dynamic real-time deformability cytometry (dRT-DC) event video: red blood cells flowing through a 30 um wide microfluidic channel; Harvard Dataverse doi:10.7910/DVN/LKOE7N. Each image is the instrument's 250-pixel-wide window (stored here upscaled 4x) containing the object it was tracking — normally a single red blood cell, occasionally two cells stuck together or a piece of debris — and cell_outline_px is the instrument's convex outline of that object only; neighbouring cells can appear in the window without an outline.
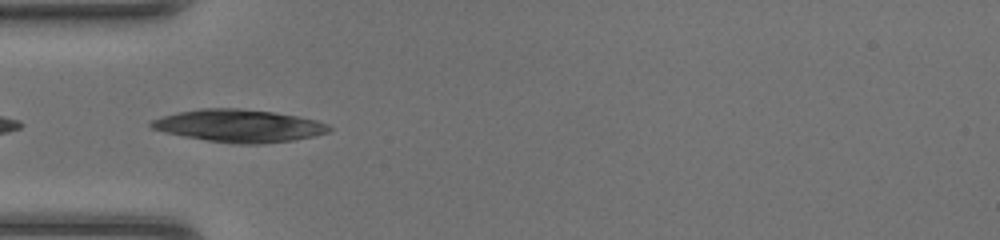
{"species": "common noctule bat (a hibernating species)", "species_latin": "Nyctalus noctula", "temperature_condition": "room temperature", "stored_images_in_passage": 45, "camera_frame_rate_fps": 3000, "um_per_image_px": 0.085, "animal": {"sex": "female", "body_mass_g": 20.0, "forearm_length_mm": 54.0}, "frame": {"image": 1, "passage_image": 15, "time_ms": 4.667, "image_size_px": [1000, 240], "cell_outline_px": [[332, 128], [328, 132], [296, 140], [264, 144], [232, 144], [184, 136], [164, 132], [152, 128], [148, 124], [152, 120], [160, 116], [176, 112], [200, 108], [240, 108], [276, 112], [316, 120], [328, 124]], "centroid_in_image_um": [20.3, 10.69], "position_along_channel_um": 64.7, "area_um2": 33.99}}
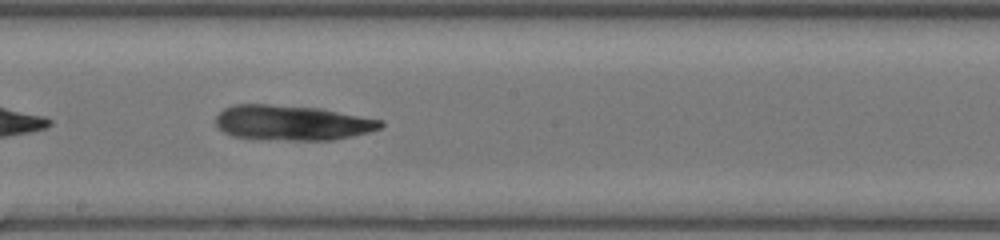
{"frame": {"image": 2, "passage_image": 26, "time_ms": 8.333, "image_size_px": [1000, 240], "cell_outline_px": [[384, 124], [380, 128], [368, 132], [352, 136], [332, 140], [288, 140], [232, 136], [224, 132], [216, 124], [216, 116], [224, 108], [232, 104], [268, 104], [320, 108], [384, 120]], "centroid_in_image_um": [24.85, 10.42], "position_along_channel_um": 223.4, "area_um2": 33.64}}
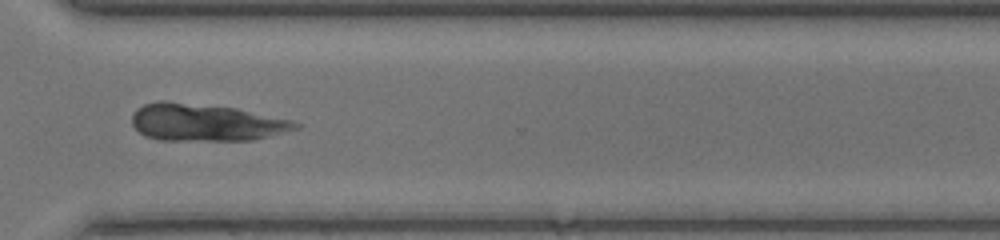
{"frame": {"image": 3, "passage_image": 35, "time_ms": 11.333, "image_size_px": [1000, 240], "cell_outline_px": [[304, 124], [300, 128], [252, 140], [160, 140], [144, 136], [132, 124], [132, 116], [136, 108], [144, 104], [160, 100], [164, 100], [236, 108], [292, 120]], "centroid_in_image_um": [17.49, 10.4], "position_along_channel_um": 353.1, "area_um2": 35.55}}